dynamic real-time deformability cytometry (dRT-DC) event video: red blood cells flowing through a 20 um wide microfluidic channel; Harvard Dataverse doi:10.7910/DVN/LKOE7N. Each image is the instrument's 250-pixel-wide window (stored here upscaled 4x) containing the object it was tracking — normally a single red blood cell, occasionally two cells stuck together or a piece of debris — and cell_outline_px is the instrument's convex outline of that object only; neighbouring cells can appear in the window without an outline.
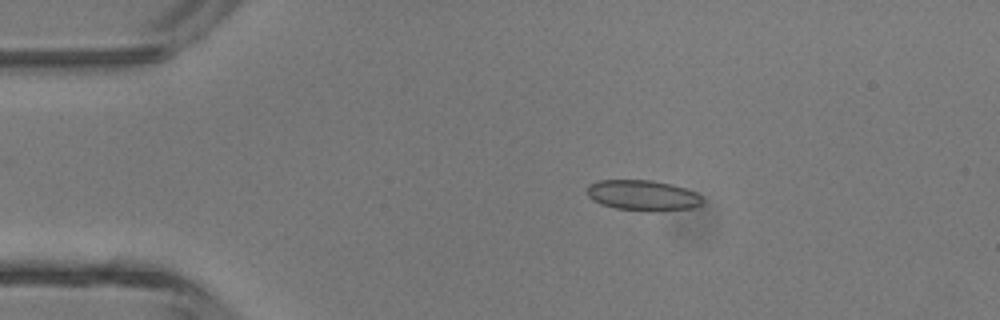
{"species": "common noctule bat (a hibernating species)", "species_latin": "Nyctalus noctula", "temperature_condition": "room temperature", "stored_images_in_passage": 2, "camera_frame_rate_fps": 3000, "um_per_image_px": 0.085, "animal": {"sex": "male", "body_mass_g": 13.3}, "frame": {"image": 1, "passage_image": 1, "time_ms": 0.0, "image_size_px": [1000, 320], "cell_outline_px": [[704, 200], [700, 204], [692, 208], [652, 212], [648, 212], [616, 208], [600, 204], [592, 200], [588, 196], [588, 184], [596, 180], [652, 180], [672, 184], [696, 192]], "centroid_in_image_um": [54.62, 16.61], "position_along_channel_um": 30.4, "area_um2": 20.75}}